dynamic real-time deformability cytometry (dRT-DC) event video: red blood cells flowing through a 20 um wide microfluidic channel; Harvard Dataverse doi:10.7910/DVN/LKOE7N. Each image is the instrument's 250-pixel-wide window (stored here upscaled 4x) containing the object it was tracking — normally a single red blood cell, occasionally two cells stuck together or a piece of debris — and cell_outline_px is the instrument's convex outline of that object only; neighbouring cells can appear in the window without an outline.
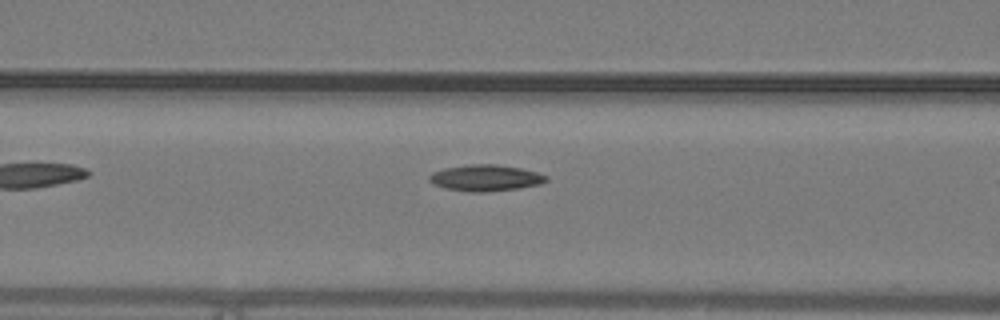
{"species": "common noctule bat (a hibernating species)", "species_latin": "Nyctalus noctula", "temperature_condition": "warm", "stored_images_in_passage": 7, "camera_frame_rate_fps": 3000, "um_per_image_px": 0.085, "animal": {"sex": "male", "body_mass_g": 19.2, "forearm_length_mm": 51.8}, "frame": {"image": 1, "passage_image": 6, "time_ms": 1.667, "image_size_px": [1000, 320], "cell_outline_px": [[548, 180], [540, 184], [520, 188], [484, 192], [468, 192], [444, 188], [428, 180], [428, 176], [432, 172], [444, 168], [472, 164], [496, 164], [520, 168], [536, 172], [548, 176]], "centroid_in_image_um": [41.27, 15.12], "position_along_channel_um": 125.3, "area_um2": 17.92}}